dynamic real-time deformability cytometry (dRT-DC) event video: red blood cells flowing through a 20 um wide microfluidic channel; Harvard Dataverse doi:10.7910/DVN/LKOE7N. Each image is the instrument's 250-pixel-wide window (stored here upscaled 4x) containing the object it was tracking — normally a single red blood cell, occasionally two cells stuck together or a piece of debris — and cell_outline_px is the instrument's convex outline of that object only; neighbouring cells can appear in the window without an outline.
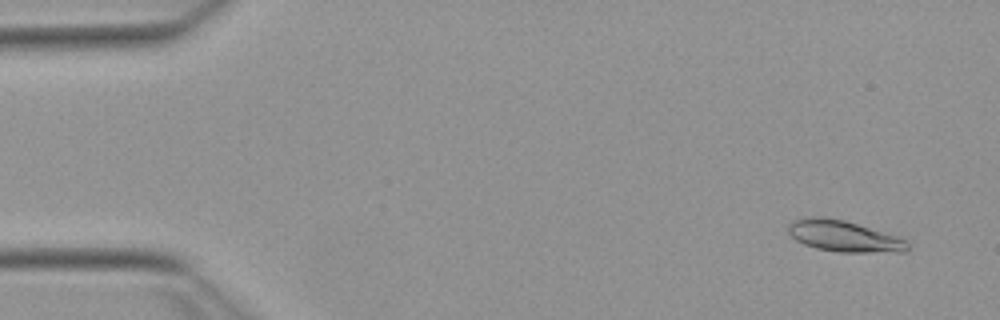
{"species": "Egyptian fruit bat (a non-hibernating species)", "species_latin": "Rousettus aegyptiacus", "temperature_condition": "warm", "stored_images_in_passage": 50, "camera_frame_rate_fps": 3000, "um_per_image_px": 0.085, "animal": {"sex": "female"}, "frame": {"image": 1, "passage_image": 1, "time_ms": 0.0, "image_size_px": [1000, 320], "cell_outline_px": [[908, 252], [836, 252], [816, 248], [804, 244], [796, 240], [788, 232], [788, 224], [792, 220], [812, 216], [824, 216], [844, 220], [896, 236], [904, 240], [908, 244]], "centroid_in_image_um": [71.69, 20.07], "position_along_channel_um": 13.3, "area_um2": 21.62}}
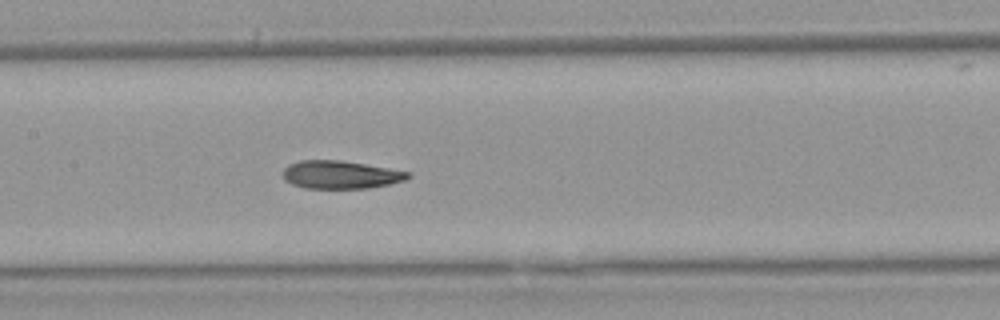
{"frame": {"image": 2, "passage_image": 23, "time_ms": 7.333, "image_size_px": [1000, 320], "cell_outline_px": [[412, 176], [404, 180], [388, 184], [368, 188], [304, 188], [292, 184], [284, 180], [284, 168], [288, 164], [300, 160], [340, 160], [412, 172]], "centroid_in_image_um": [28.94, 14.84], "position_along_channel_um": 178.5, "area_um2": 20.35}}
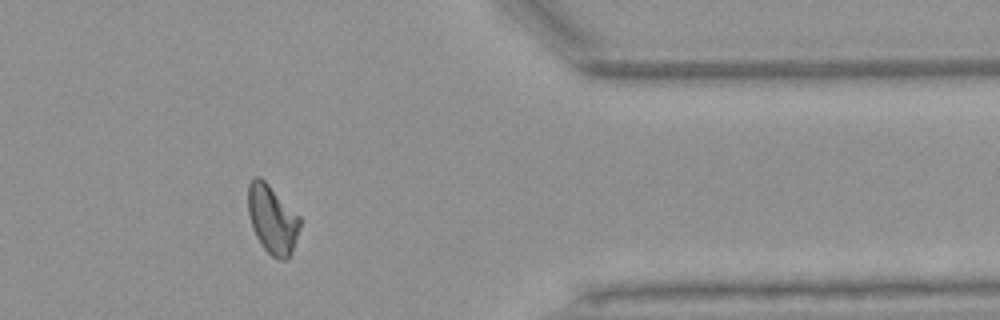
{"frame": {"image": 3, "passage_image": 41, "time_ms": 13.333, "image_size_px": [1000, 320], "cell_outline_px": [[300, 224], [288, 260], [280, 260], [272, 256], [264, 248], [256, 236], [252, 228], [248, 212], [248, 184], [256, 176], [260, 176], [300, 216]], "centroid_in_image_um": [23.12, 18.63], "position_along_channel_um": 388.3, "area_um2": 20.4}, "authors_computed_cell_mechanics": {"area_um2": 20.7502, "velocity_mm_per_s": 3.855, "shape_relaxation_time_tau1_ms": 6.6417, "shape_relaxation_time_tau2_ms": 3.7798, "deformation_change_tau1": 0.208, "deformation_change_tau2": 0.1177}}